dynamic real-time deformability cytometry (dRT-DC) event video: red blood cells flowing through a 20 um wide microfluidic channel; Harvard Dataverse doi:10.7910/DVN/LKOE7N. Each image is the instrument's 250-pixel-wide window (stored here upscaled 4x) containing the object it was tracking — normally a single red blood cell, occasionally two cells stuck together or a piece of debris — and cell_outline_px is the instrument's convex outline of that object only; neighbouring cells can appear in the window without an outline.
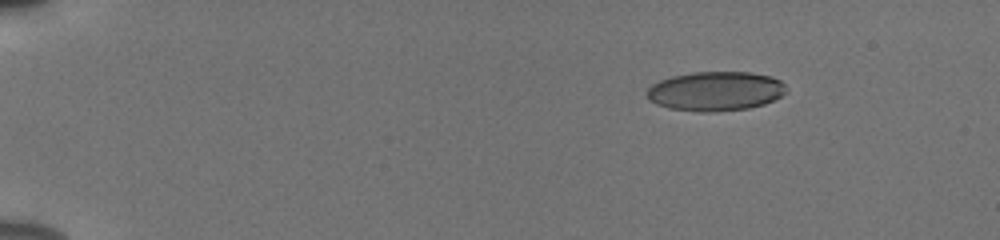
{"species": "human", "species_latin": "Homo sapiens", "temperature_condition": "cold", "stored_images_in_passage": 47, "camera_frame_rate_fps": 3000, "um_per_image_px": 0.085, "donor": {"sex": "male"}, "frame": {"image": 1, "passage_image": 1, "time_ms": 0.0, "image_size_px": [1000, 240], "cell_outline_px": [[788, 92], [764, 104], [748, 108], [712, 112], [700, 112], [668, 108], [656, 104], [648, 100], [644, 92], [652, 84], [660, 80], [672, 76], [692, 72], [752, 72], [772, 76], [780, 80], [788, 88]], "centroid_in_image_um": [60.81, 7.74], "position_along_channel_um": 24.2, "area_um2": 32.31}}
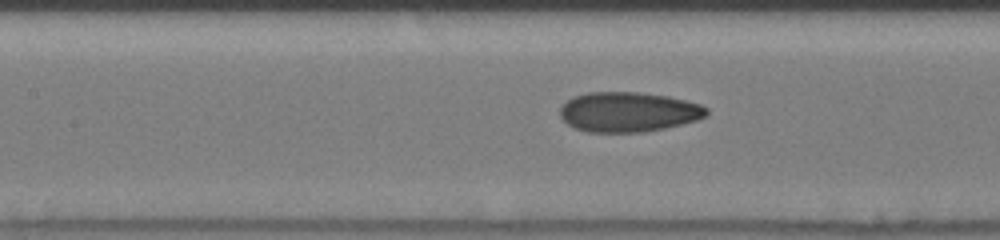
{"frame": {"image": 2, "passage_image": 20, "time_ms": 6.333, "image_size_px": [1000, 240], "cell_outline_px": [[708, 116], [696, 120], [664, 128], [644, 132], [588, 132], [572, 128], [560, 116], [560, 108], [572, 96], [588, 92], [640, 92], [668, 96], [700, 104], [708, 108]], "centroid_in_image_um": [53.4, 9.51], "position_along_channel_um": 154.0, "area_um2": 34.16}}
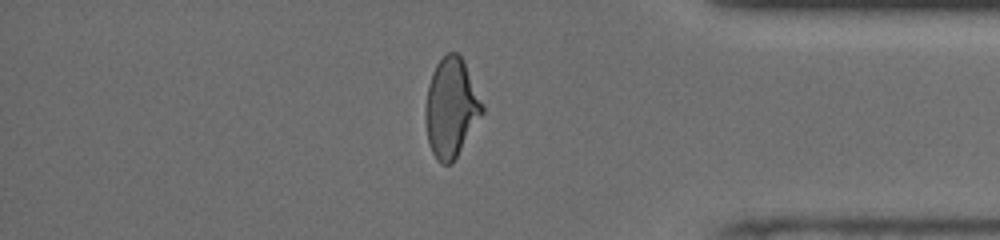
{"frame": {"image": 3, "passage_image": 40, "time_ms": 13.0, "image_size_px": [1000, 240], "cell_outline_px": [[484, 112], [452, 164], [440, 164], [436, 160], [428, 144], [424, 120], [424, 112], [428, 84], [432, 72], [436, 64], [448, 52], [456, 52], [460, 56], [464, 64], [484, 108]], "centroid_in_image_um": [38.3, 9.21], "position_along_channel_um": 396.9, "area_um2": 32.6}, "authors_computed_cell_mechanics": {"area_um2": 32.8304, "velocity_mm_per_s": 3.8906, "shape_relaxation_time_tau1_ms": 5.9082, "shape_relaxation_time_tau2_ms": 1.2458, "deformation_change_tau1": 0.1749, "deformation_change_tau2": 0.0706}}